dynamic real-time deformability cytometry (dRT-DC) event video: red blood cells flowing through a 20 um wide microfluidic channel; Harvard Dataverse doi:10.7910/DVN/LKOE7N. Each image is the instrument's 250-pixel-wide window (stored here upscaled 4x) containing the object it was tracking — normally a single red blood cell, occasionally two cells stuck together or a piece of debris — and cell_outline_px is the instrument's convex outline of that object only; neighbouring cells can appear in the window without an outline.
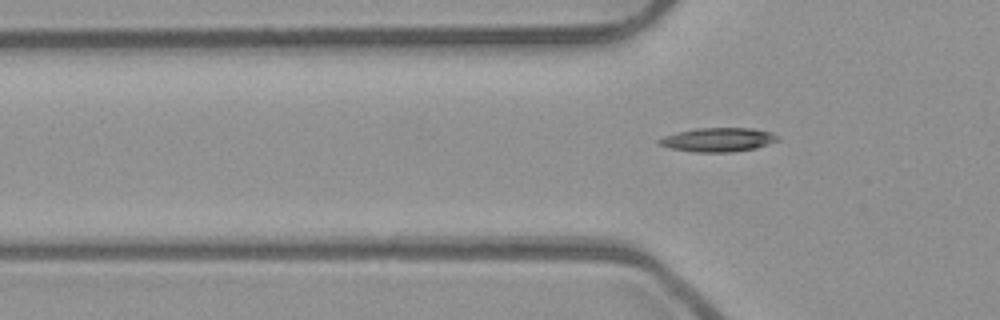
{"species": "common noctule bat (a hibernating species)", "species_latin": "Nyctalus noctula", "temperature_condition": "room temperature", "stored_images_in_passage": 3, "camera_frame_rate_fps": 3000, "um_per_image_px": 0.085, "animal": {"sex": "male", "body_mass_g": 23.1, "forearm_length_mm": 52.7}, "frame": {"image": 1, "passage_image": 3, "time_ms": 0.667, "image_size_px": [1000, 320], "cell_outline_px": [[780, 140], [756, 148], [732, 152], [692, 152], [668, 148], [656, 144], [656, 140], [664, 136], [696, 128], [752, 128], [772, 132], [780, 136]], "centroid_in_image_um": [61.04, 11.88], "position_along_channel_um": 64.8, "area_um2": 16.76}}